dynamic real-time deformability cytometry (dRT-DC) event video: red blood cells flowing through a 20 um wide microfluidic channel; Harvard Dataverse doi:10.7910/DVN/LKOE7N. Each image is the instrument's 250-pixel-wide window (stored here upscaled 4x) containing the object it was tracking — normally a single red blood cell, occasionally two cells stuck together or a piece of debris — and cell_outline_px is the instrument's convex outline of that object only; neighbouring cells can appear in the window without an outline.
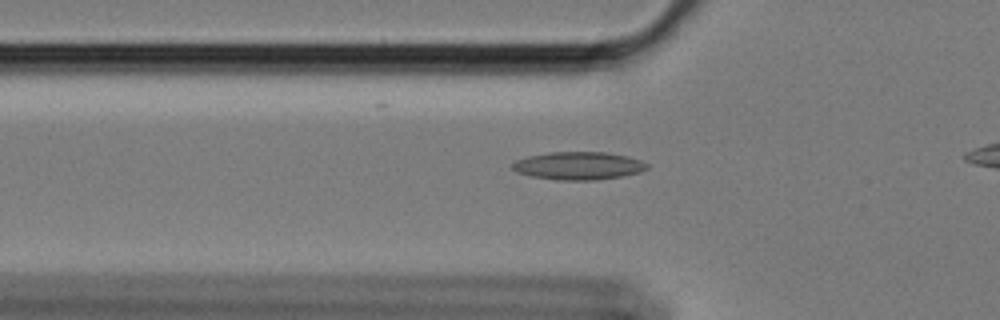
{"species": "Egyptian fruit bat (a non-hibernating species)", "species_latin": "Rousettus aegyptiacus", "temperature_condition": "cold", "stored_images_in_passage": 35, "camera_frame_rate_fps": 3000, "um_per_image_px": 0.085, "animal": {"sex": "female"}, "frame": {"image": 1, "passage_image": 4, "time_ms": 1.0, "image_size_px": [1000, 320], "cell_outline_px": [[648, 168], [640, 172], [620, 176], [596, 180], [556, 180], [532, 176], [516, 172], [512, 168], [512, 164], [516, 160], [528, 156], [548, 152], [604, 152], [628, 156], [640, 160], [648, 164]], "centroid_in_image_um": [49.16, 14.09], "position_along_channel_um": 76.6, "area_um2": 21.85}}
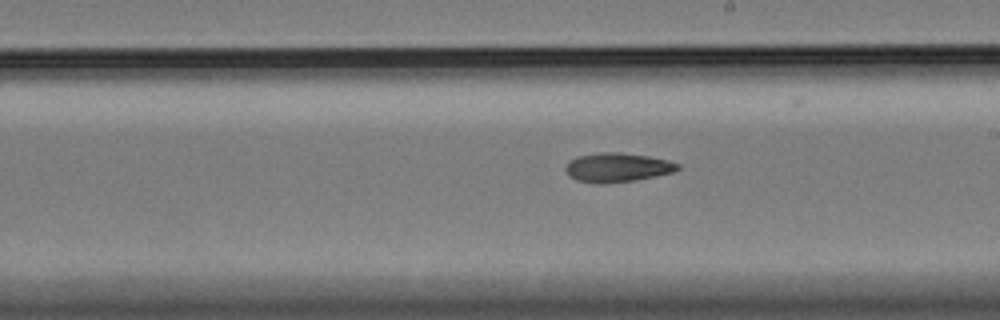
{"frame": {"image": 2, "passage_image": 18, "time_ms": 5.667, "image_size_px": [1000, 320], "cell_outline_px": [[680, 168], [672, 172], [636, 180], [604, 184], [596, 184], [576, 180], [568, 176], [564, 168], [568, 160], [576, 156], [600, 152], [620, 152], [648, 156], [668, 160], [680, 164]], "centroid_in_image_um": [52.41, 14.23], "position_along_channel_um": 236.6, "area_um2": 19.31}}
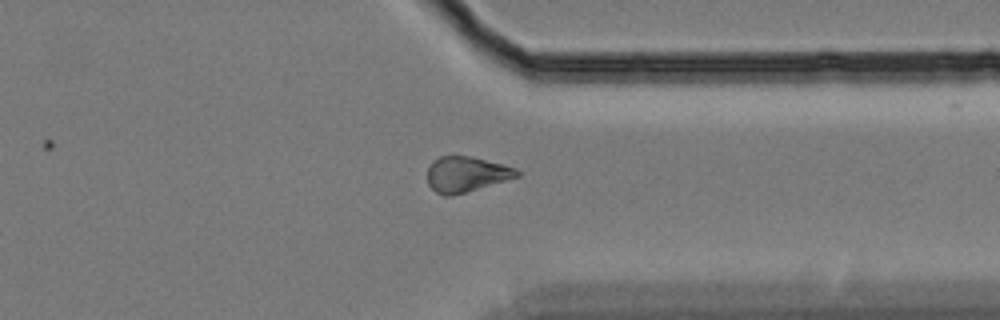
{"frame": {"image": 3, "passage_image": 30, "time_ms": 9.667, "image_size_px": [1000, 320], "cell_outline_px": [[520, 176], [452, 196], [444, 196], [436, 192], [428, 184], [428, 168], [432, 160], [440, 156], [472, 156], [516, 168], [520, 172]], "centroid_in_image_um": [39.62, 14.81], "position_along_channel_um": 371.8, "area_um2": 18.44}, "authors_computed_cell_mechanics": {"area_um2": 18.7272, "velocity_mm_per_s": 3.4075, "shape_relaxation_time_tau1_ms": null, "shape_relaxation_time_tau2_ms": 4.3237, "deformation_change_tau1": null, "deformation_change_tau2": 0.1123}}